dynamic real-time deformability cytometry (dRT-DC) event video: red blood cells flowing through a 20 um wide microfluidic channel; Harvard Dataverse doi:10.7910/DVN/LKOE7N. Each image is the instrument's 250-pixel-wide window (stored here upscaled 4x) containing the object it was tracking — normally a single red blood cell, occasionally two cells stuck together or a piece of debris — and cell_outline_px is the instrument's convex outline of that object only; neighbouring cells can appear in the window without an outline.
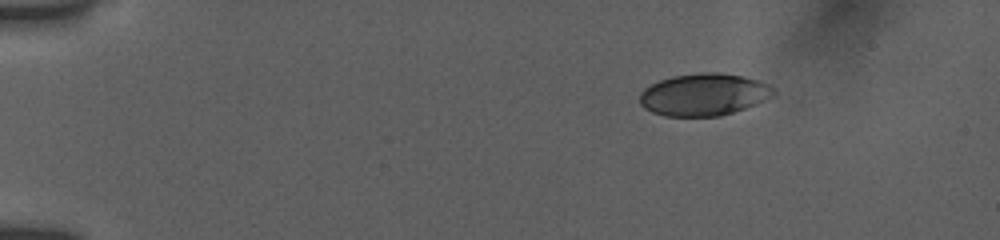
{"species": "human", "species_latin": "Homo sapiens", "temperature_condition": "room temperature", "stored_images_in_passage": 6, "camera_frame_rate_fps": 3000, "um_per_image_px": 0.085, "donor": {"sex": "female"}, "frame": {"image": 1, "passage_image": 1, "time_ms": 0.0, "image_size_px": [1000, 240], "cell_outline_px": [[776, 92], [772, 96], [756, 104], [720, 116], [664, 116], [652, 112], [644, 108], [640, 104], [640, 92], [644, 88], [660, 80], [672, 76], [700, 72], [716, 72], [744, 76], [768, 84]], "centroid_in_image_um": [59.8, 8.03], "position_along_channel_um": 25.2, "area_um2": 32.83}}
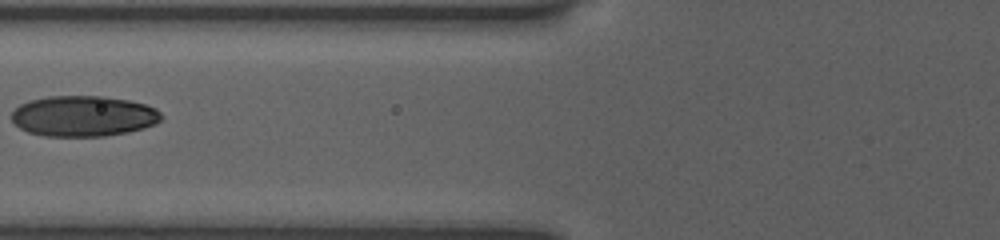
{"frame": {"image": 2, "passage_image": 5, "time_ms": 5.0, "image_size_px": [1000, 240], "cell_outline_px": [[160, 120], [156, 124], [144, 128], [128, 132], [104, 136], [44, 136], [28, 132], [20, 128], [12, 120], [12, 112], [20, 104], [28, 100], [48, 96], [104, 96], [128, 100], [144, 104], [156, 108], [160, 112]], "centroid_in_image_um": [7.08, 9.86], "position_along_channel_um": 118.7, "area_um2": 35.55}}
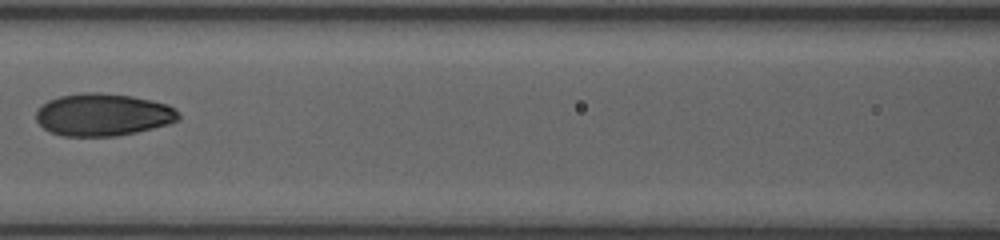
{"frame": {"image": 3, "passage_image": 6, "time_ms": 6.0, "image_size_px": [1000, 240], "cell_outline_px": [[180, 120], [168, 124], [136, 132], [116, 136], [64, 136], [52, 132], [44, 128], [36, 120], [36, 112], [48, 100], [60, 96], [80, 92], [100, 92], [132, 96], [152, 100], [168, 104], [176, 108], [180, 112]], "centroid_in_image_um": [8.8, 9.74], "position_along_channel_um": 157.8, "area_um2": 35.37}}